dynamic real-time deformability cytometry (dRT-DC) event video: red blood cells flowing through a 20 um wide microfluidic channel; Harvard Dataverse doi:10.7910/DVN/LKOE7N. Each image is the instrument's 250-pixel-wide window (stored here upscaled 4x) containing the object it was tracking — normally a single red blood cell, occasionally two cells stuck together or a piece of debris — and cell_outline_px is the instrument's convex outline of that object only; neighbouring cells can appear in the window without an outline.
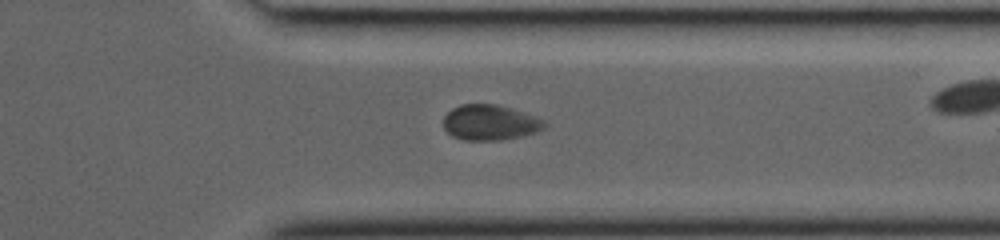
{"species": "common noctule bat (a hibernating species)", "species_latin": "Nyctalus noctula", "temperature_condition": "room temperature", "stored_images_in_passage": 30, "camera_frame_rate_fps": 3000, "um_per_image_px": 0.085, "animal": {"sex": "female", "body_mass_g": 19.0, "forearm_length_mm": 53.3}, "frame": {"image": 1, "passage_image": 22, "time_ms": 7.0, "image_size_px": [1000, 240], "cell_outline_px": [[548, 124], [544, 128], [536, 132], [524, 136], [504, 140], [464, 140], [452, 136], [444, 128], [444, 116], [452, 108], [460, 104], [496, 104], [512, 108], [536, 116], [544, 120]], "centroid_in_image_um": [41.68, 10.41], "position_along_channel_um": 369.7, "area_um2": 21.1}}